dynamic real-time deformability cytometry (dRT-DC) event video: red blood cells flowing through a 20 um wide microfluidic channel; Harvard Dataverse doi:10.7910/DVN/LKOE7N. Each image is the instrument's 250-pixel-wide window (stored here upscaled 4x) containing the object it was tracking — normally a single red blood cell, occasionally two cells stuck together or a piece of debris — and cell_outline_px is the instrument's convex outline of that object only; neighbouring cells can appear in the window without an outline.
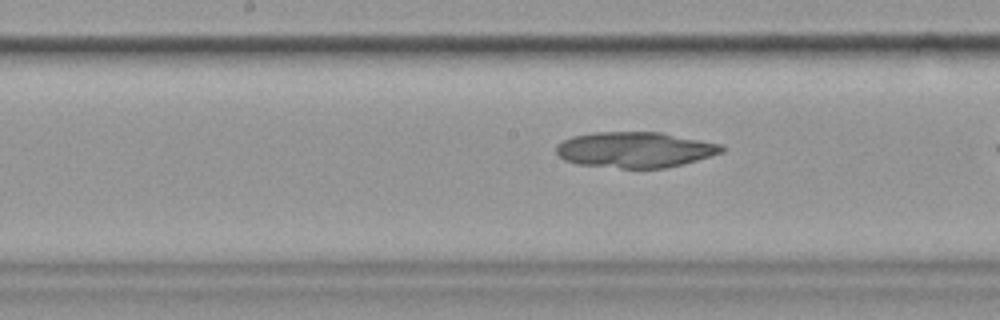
{"species": "common noctule bat (a hibernating species)", "species_latin": "Nyctalus noctula", "temperature_condition": "cold", "stored_images_in_passage": 19, "camera_frame_rate_fps": 3000, "um_per_image_px": 0.085, "animal": {"sex": "female", "body_mass_g": 19.9}, "frame": {"image": 1, "passage_image": 16, "time_ms": 5.0, "image_size_px": [1000, 320], "cell_outline_px": [[724, 152], [684, 164], [664, 168], [620, 168], [576, 164], [564, 160], [556, 152], [556, 144], [572, 136], [592, 132], [660, 132], [724, 144]], "centroid_in_image_um": [53.99, 12.72], "position_along_channel_um": 194.2, "area_um2": 34.68}}